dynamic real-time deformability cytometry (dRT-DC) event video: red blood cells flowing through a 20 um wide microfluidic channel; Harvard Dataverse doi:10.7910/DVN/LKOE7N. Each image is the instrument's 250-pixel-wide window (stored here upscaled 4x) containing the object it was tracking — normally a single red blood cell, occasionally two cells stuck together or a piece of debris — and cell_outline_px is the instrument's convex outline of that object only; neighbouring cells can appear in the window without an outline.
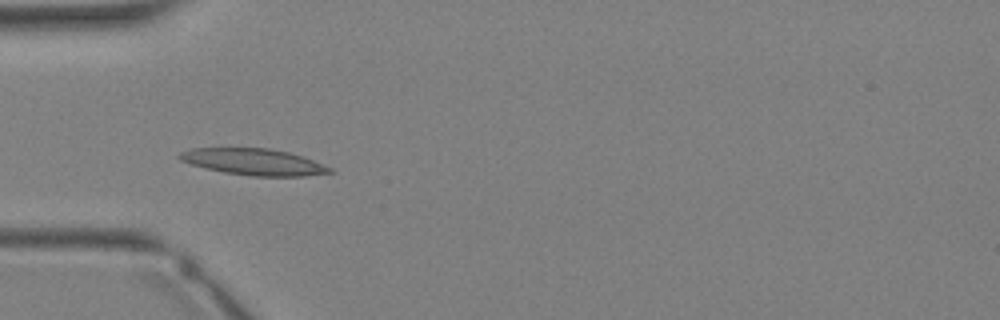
{"species": "Egyptian fruit bat (a non-hibernating species)", "species_latin": "Rousettus aegyptiacus", "temperature_condition": "warm", "stored_images_in_passage": 13, "camera_frame_rate_fps": 3000, "um_per_image_px": 0.085, "animal": {"sex": "female"}, "frame": {"image": 1, "passage_image": 11, "time_ms": 3.333, "image_size_px": [1000, 320], "cell_outline_px": [[336, 172], [304, 176], [252, 176], [224, 172], [192, 164], [180, 160], [176, 156], [180, 152], [192, 148], [268, 148], [288, 152], [304, 156], [332, 168]], "centroid_in_image_um": [21.6, 13.75], "position_along_channel_um": 63.4, "area_um2": 23.12}}
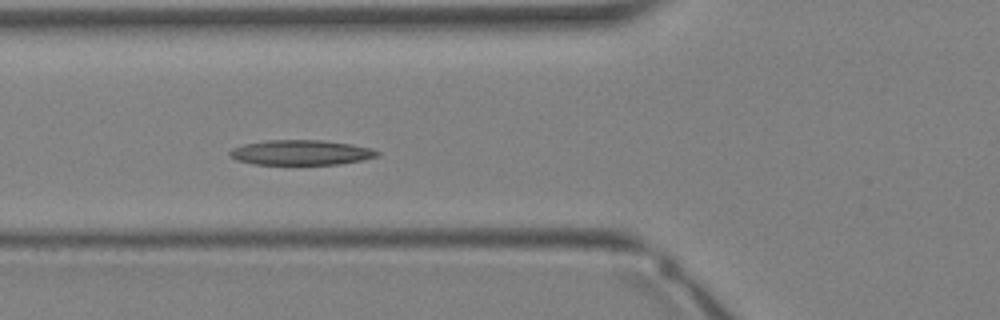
{"frame": {"image": 2, "passage_image": 13, "time_ms": 4.0, "image_size_px": [1000, 320], "cell_outline_px": [[380, 156], [360, 160], [336, 164], [252, 164], [236, 160], [228, 156], [228, 152], [232, 148], [244, 144], [264, 140], [324, 140], [352, 144], [372, 148], [380, 152]], "centroid_in_image_um": [25.56, 12.95], "position_along_channel_um": 100.2, "area_um2": 21.62}}